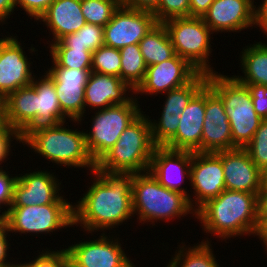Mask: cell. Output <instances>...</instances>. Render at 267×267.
<instances>
[{
	"label": "cell",
	"mask_w": 267,
	"mask_h": 267,
	"mask_svg": "<svg viewBox=\"0 0 267 267\" xmlns=\"http://www.w3.org/2000/svg\"><path fill=\"white\" fill-rule=\"evenodd\" d=\"M91 174L94 175L91 186L72 205L73 226L79 225L88 234L106 233L136 216L133 212L131 174L106 173L97 169Z\"/></svg>",
	"instance_id": "obj_1"
},
{
	"label": "cell",
	"mask_w": 267,
	"mask_h": 267,
	"mask_svg": "<svg viewBox=\"0 0 267 267\" xmlns=\"http://www.w3.org/2000/svg\"><path fill=\"white\" fill-rule=\"evenodd\" d=\"M258 194L225 189L202 205L195 218L205 233L225 242L246 234L255 237L259 230Z\"/></svg>",
	"instance_id": "obj_2"
},
{
	"label": "cell",
	"mask_w": 267,
	"mask_h": 267,
	"mask_svg": "<svg viewBox=\"0 0 267 267\" xmlns=\"http://www.w3.org/2000/svg\"><path fill=\"white\" fill-rule=\"evenodd\" d=\"M65 124L67 123L63 122L30 129L22 137V144L30 147L31 151L47 159L49 163L66 168L81 167L91 173L96 169V163L87 149L85 131L69 129Z\"/></svg>",
	"instance_id": "obj_3"
},
{
	"label": "cell",
	"mask_w": 267,
	"mask_h": 267,
	"mask_svg": "<svg viewBox=\"0 0 267 267\" xmlns=\"http://www.w3.org/2000/svg\"><path fill=\"white\" fill-rule=\"evenodd\" d=\"M131 188L133 212L139 225L151 222L154 226L155 221L169 222L188 214L196 216L184 194L165 188L149 171L131 174Z\"/></svg>",
	"instance_id": "obj_4"
},
{
	"label": "cell",
	"mask_w": 267,
	"mask_h": 267,
	"mask_svg": "<svg viewBox=\"0 0 267 267\" xmlns=\"http://www.w3.org/2000/svg\"><path fill=\"white\" fill-rule=\"evenodd\" d=\"M144 111L122 132L119 140L97 162L106 173L134 174L149 171L156 145L151 136L149 116Z\"/></svg>",
	"instance_id": "obj_5"
},
{
	"label": "cell",
	"mask_w": 267,
	"mask_h": 267,
	"mask_svg": "<svg viewBox=\"0 0 267 267\" xmlns=\"http://www.w3.org/2000/svg\"><path fill=\"white\" fill-rule=\"evenodd\" d=\"M207 85L221 98L232 135L233 149L245 148L261 121L255 112L248 87L233 75L218 72L207 74Z\"/></svg>",
	"instance_id": "obj_6"
},
{
	"label": "cell",
	"mask_w": 267,
	"mask_h": 267,
	"mask_svg": "<svg viewBox=\"0 0 267 267\" xmlns=\"http://www.w3.org/2000/svg\"><path fill=\"white\" fill-rule=\"evenodd\" d=\"M175 54L186 59L199 72L206 74L217 72L210 65L213 49L211 35L213 31L202 17H177L163 22Z\"/></svg>",
	"instance_id": "obj_7"
},
{
	"label": "cell",
	"mask_w": 267,
	"mask_h": 267,
	"mask_svg": "<svg viewBox=\"0 0 267 267\" xmlns=\"http://www.w3.org/2000/svg\"><path fill=\"white\" fill-rule=\"evenodd\" d=\"M95 111L91 128L85 132L87 149L95 163L119 140L122 132L143 112L139 99ZM89 131V132H88Z\"/></svg>",
	"instance_id": "obj_8"
},
{
	"label": "cell",
	"mask_w": 267,
	"mask_h": 267,
	"mask_svg": "<svg viewBox=\"0 0 267 267\" xmlns=\"http://www.w3.org/2000/svg\"><path fill=\"white\" fill-rule=\"evenodd\" d=\"M5 219L10 234H51L73 226L72 204L10 206Z\"/></svg>",
	"instance_id": "obj_9"
},
{
	"label": "cell",
	"mask_w": 267,
	"mask_h": 267,
	"mask_svg": "<svg viewBox=\"0 0 267 267\" xmlns=\"http://www.w3.org/2000/svg\"><path fill=\"white\" fill-rule=\"evenodd\" d=\"M108 236L107 232L101 233L97 239L68 246L65 249L69 260L76 267H135L121 246L120 238Z\"/></svg>",
	"instance_id": "obj_10"
},
{
	"label": "cell",
	"mask_w": 267,
	"mask_h": 267,
	"mask_svg": "<svg viewBox=\"0 0 267 267\" xmlns=\"http://www.w3.org/2000/svg\"><path fill=\"white\" fill-rule=\"evenodd\" d=\"M190 179L194 191L193 195L188 197V200L191 207L197 211L208 200L217 197L226 189L222 151L217 153L193 152ZM191 197H194V199Z\"/></svg>",
	"instance_id": "obj_11"
},
{
	"label": "cell",
	"mask_w": 267,
	"mask_h": 267,
	"mask_svg": "<svg viewBox=\"0 0 267 267\" xmlns=\"http://www.w3.org/2000/svg\"><path fill=\"white\" fill-rule=\"evenodd\" d=\"M50 172L44 169L17 175L10 206L73 204L59 193L61 181L54 175L55 172Z\"/></svg>",
	"instance_id": "obj_12"
},
{
	"label": "cell",
	"mask_w": 267,
	"mask_h": 267,
	"mask_svg": "<svg viewBox=\"0 0 267 267\" xmlns=\"http://www.w3.org/2000/svg\"><path fill=\"white\" fill-rule=\"evenodd\" d=\"M45 72L54 81L62 113L70 122L81 124L86 116L84 90L91 69L51 67Z\"/></svg>",
	"instance_id": "obj_13"
},
{
	"label": "cell",
	"mask_w": 267,
	"mask_h": 267,
	"mask_svg": "<svg viewBox=\"0 0 267 267\" xmlns=\"http://www.w3.org/2000/svg\"><path fill=\"white\" fill-rule=\"evenodd\" d=\"M156 24L157 21L152 12L120 5L110 22L104 26V45L120 49L139 44Z\"/></svg>",
	"instance_id": "obj_14"
},
{
	"label": "cell",
	"mask_w": 267,
	"mask_h": 267,
	"mask_svg": "<svg viewBox=\"0 0 267 267\" xmlns=\"http://www.w3.org/2000/svg\"><path fill=\"white\" fill-rule=\"evenodd\" d=\"M7 36L0 38V100L21 87L29 86L36 76L31 69V58L24 51L25 46L22 47L13 34Z\"/></svg>",
	"instance_id": "obj_15"
},
{
	"label": "cell",
	"mask_w": 267,
	"mask_h": 267,
	"mask_svg": "<svg viewBox=\"0 0 267 267\" xmlns=\"http://www.w3.org/2000/svg\"><path fill=\"white\" fill-rule=\"evenodd\" d=\"M198 73L186 59L175 54L169 60L148 66L144 80L134 91V95H162L186 85Z\"/></svg>",
	"instance_id": "obj_16"
},
{
	"label": "cell",
	"mask_w": 267,
	"mask_h": 267,
	"mask_svg": "<svg viewBox=\"0 0 267 267\" xmlns=\"http://www.w3.org/2000/svg\"><path fill=\"white\" fill-rule=\"evenodd\" d=\"M192 151L173 150L165 146H156L151 158L149 172L167 189L184 194H190L182 188V182L189 180ZM186 177V178H185ZM188 178V179H187Z\"/></svg>",
	"instance_id": "obj_17"
},
{
	"label": "cell",
	"mask_w": 267,
	"mask_h": 267,
	"mask_svg": "<svg viewBox=\"0 0 267 267\" xmlns=\"http://www.w3.org/2000/svg\"><path fill=\"white\" fill-rule=\"evenodd\" d=\"M231 149H233L232 135L224 104L206 84L202 153H217Z\"/></svg>",
	"instance_id": "obj_18"
},
{
	"label": "cell",
	"mask_w": 267,
	"mask_h": 267,
	"mask_svg": "<svg viewBox=\"0 0 267 267\" xmlns=\"http://www.w3.org/2000/svg\"><path fill=\"white\" fill-rule=\"evenodd\" d=\"M254 2V0H214L202 18L213 33L241 32L248 27H255Z\"/></svg>",
	"instance_id": "obj_19"
},
{
	"label": "cell",
	"mask_w": 267,
	"mask_h": 267,
	"mask_svg": "<svg viewBox=\"0 0 267 267\" xmlns=\"http://www.w3.org/2000/svg\"><path fill=\"white\" fill-rule=\"evenodd\" d=\"M226 190L259 193L263 172L252 162L245 148L222 151Z\"/></svg>",
	"instance_id": "obj_20"
},
{
	"label": "cell",
	"mask_w": 267,
	"mask_h": 267,
	"mask_svg": "<svg viewBox=\"0 0 267 267\" xmlns=\"http://www.w3.org/2000/svg\"><path fill=\"white\" fill-rule=\"evenodd\" d=\"M205 119V86L191 99L180 116L177 133L164 145L173 150L202 153Z\"/></svg>",
	"instance_id": "obj_21"
},
{
	"label": "cell",
	"mask_w": 267,
	"mask_h": 267,
	"mask_svg": "<svg viewBox=\"0 0 267 267\" xmlns=\"http://www.w3.org/2000/svg\"><path fill=\"white\" fill-rule=\"evenodd\" d=\"M133 94L134 90L120 77L91 71L84 90L85 111L86 107L100 110L112 105L128 103L134 97Z\"/></svg>",
	"instance_id": "obj_22"
},
{
	"label": "cell",
	"mask_w": 267,
	"mask_h": 267,
	"mask_svg": "<svg viewBox=\"0 0 267 267\" xmlns=\"http://www.w3.org/2000/svg\"><path fill=\"white\" fill-rule=\"evenodd\" d=\"M4 123L23 137L37 127L36 90L31 86L21 87L2 100Z\"/></svg>",
	"instance_id": "obj_23"
},
{
	"label": "cell",
	"mask_w": 267,
	"mask_h": 267,
	"mask_svg": "<svg viewBox=\"0 0 267 267\" xmlns=\"http://www.w3.org/2000/svg\"><path fill=\"white\" fill-rule=\"evenodd\" d=\"M37 21L49 28L53 36L52 41H48L50 44L77 32L86 24L81 0H55Z\"/></svg>",
	"instance_id": "obj_24"
},
{
	"label": "cell",
	"mask_w": 267,
	"mask_h": 267,
	"mask_svg": "<svg viewBox=\"0 0 267 267\" xmlns=\"http://www.w3.org/2000/svg\"><path fill=\"white\" fill-rule=\"evenodd\" d=\"M37 78L30 84L36 90L37 127L66 122L68 118L62 113L54 81L45 72Z\"/></svg>",
	"instance_id": "obj_25"
},
{
	"label": "cell",
	"mask_w": 267,
	"mask_h": 267,
	"mask_svg": "<svg viewBox=\"0 0 267 267\" xmlns=\"http://www.w3.org/2000/svg\"><path fill=\"white\" fill-rule=\"evenodd\" d=\"M265 42L259 41L243 47L239 67L244 75H233L240 83L267 86V41Z\"/></svg>",
	"instance_id": "obj_26"
},
{
	"label": "cell",
	"mask_w": 267,
	"mask_h": 267,
	"mask_svg": "<svg viewBox=\"0 0 267 267\" xmlns=\"http://www.w3.org/2000/svg\"><path fill=\"white\" fill-rule=\"evenodd\" d=\"M146 66L169 60L175 55L174 47L163 23H157L139 42Z\"/></svg>",
	"instance_id": "obj_27"
},
{
	"label": "cell",
	"mask_w": 267,
	"mask_h": 267,
	"mask_svg": "<svg viewBox=\"0 0 267 267\" xmlns=\"http://www.w3.org/2000/svg\"><path fill=\"white\" fill-rule=\"evenodd\" d=\"M185 242L178 245L174 257L169 260L167 267H220L216 255L213 254L211 241L204 239L194 246H186Z\"/></svg>",
	"instance_id": "obj_28"
},
{
	"label": "cell",
	"mask_w": 267,
	"mask_h": 267,
	"mask_svg": "<svg viewBox=\"0 0 267 267\" xmlns=\"http://www.w3.org/2000/svg\"><path fill=\"white\" fill-rule=\"evenodd\" d=\"M207 84V74L199 72L189 83L165 94L163 110L160 115L180 117L191 99Z\"/></svg>",
	"instance_id": "obj_29"
},
{
	"label": "cell",
	"mask_w": 267,
	"mask_h": 267,
	"mask_svg": "<svg viewBox=\"0 0 267 267\" xmlns=\"http://www.w3.org/2000/svg\"><path fill=\"white\" fill-rule=\"evenodd\" d=\"M119 51L121 53L120 78L135 91L143 82L147 69L139 44L125 46Z\"/></svg>",
	"instance_id": "obj_30"
},
{
	"label": "cell",
	"mask_w": 267,
	"mask_h": 267,
	"mask_svg": "<svg viewBox=\"0 0 267 267\" xmlns=\"http://www.w3.org/2000/svg\"><path fill=\"white\" fill-rule=\"evenodd\" d=\"M104 27L86 23L77 32L62 37L59 41L49 44L50 48H87L94 52L104 46Z\"/></svg>",
	"instance_id": "obj_31"
},
{
	"label": "cell",
	"mask_w": 267,
	"mask_h": 267,
	"mask_svg": "<svg viewBox=\"0 0 267 267\" xmlns=\"http://www.w3.org/2000/svg\"><path fill=\"white\" fill-rule=\"evenodd\" d=\"M51 67L91 69L92 52L87 48H50Z\"/></svg>",
	"instance_id": "obj_32"
},
{
	"label": "cell",
	"mask_w": 267,
	"mask_h": 267,
	"mask_svg": "<svg viewBox=\"0 0 267 267\" xmlns=\"http://www.w3.org/2000/svg\"><path fill=\"white\" fill-rule=\"evenodd\" d=\"M121 4L117 0H81L86 23L105 26Z\"/></svg>",
	"instance_id": "obj_33"
},
{
	"label": "cell",
	"mask_w": 267,
	"mask_h": 267,
	"mask_svg": "<svg viewBox=\"0 0 267 267\" xmlns=\"http://www.w3.org/2000/svg\"><path fill=\"white\" fill-rule=\"evenodd\" d=\"M121 53L119 49L101 46L92 52L91 71L120 77Z\"/></svg>",
	"instance_id": "obj_34"
},
{
	"label": "cell",
	"mask_w": 267,
	"mask_h": 267,
	"mask_svg": "<svg viewBox=\"0 0 267 267\" xmlns=\"http://www.w3.org/2000/svg\"><path fill=\"white\" fill-rule=\"evenodd\" d=\"M252 162L262 171L267 170V119L262 120L251 142L245 147Z\"/></svg>",
	"instance_id": "obj_35"
},
{
	"label": "cell",
	"mask_w": 267,
	"mask_h": 267,
	"mask_svg": "<svg viewBox=\"0 0 267 267\" xmlns=\"http://www.w3.org/2000/svg\"><path fill=\"white\" fill-rule=\"evenodd\" d=\"M154 120V121H153ZM151 136L156 146H164L176 133L180 123V117L161 115L156 121L150 119Z\"/></svg>",
	"instance_id": "obj_36"
},
{
	"label": "cell",
	"mask_w": 267,
	"mask_h": 267,
	"mask_svg": "<svg viewBox=\"0 0 267 267\" xmlns=\"http://www.w3.org/2000/svg\"><path fill=\"white\" fill-rule=\"evenodd\" d=\"M153 14L157 23L177 17H189L190 0H159L158 8Z\"/></svg>",
	"instance_id": "obj_37"
},
{
	"label": "cell",
	"mask_w": 267,
	"mask_h": 267,
	"mask_svg": "<svg viewBox=\"0 0 267 267\" xmlns=\"http://www.w3.org/2000/svg\"><path fill=\"white\" fill-rule=\"evenodd\" d=\"M30 267H68L69 256L66 249L39 251L34 260H29Z\"/></svg>",
	"instance_id": "obj_38"
},
{
	"label": "cell",
	"mask_w": 267,
	"mask_h": 267,
	"mask_svg": "<svg viewBox=\"0 0 267 267\" xmlns=\"http://www.w3.org/2000/svg\"><path fill=\"white\" fill-rule=\"evenodd\" d=\"M16 179L17 175L11 176L9 171L6 172L5 169H0V212L3 211L2 208L4 206L6 207V209L4 208L5 211L1 212L0 217H5L7 210L11 205L13 186Z\"/></svg>",
	"instance_id": "obj_39"
},
{
	"label": "cell",
	"mask_w": 267,
	"mask_h": 267,
	"mask_svg": "<svg viewBox=\"0 0 267 267\" xmlns=\"http://www.w3.org/2000/svg\"><path fill=\"white\" fill-rule=\"evenodd\" d=\"M16 140L19 143H22V137L21 135L14 130L12 127L6 125L5 123L0 127V165L2 163L7 161V157L11 153V147L13 145V140ZM5 160V161H4ZM1 167V166H0ZM4 167H1L0 169H3Z\"/></svg>",
	"instance_id": "obj_40"
},
{
	"label": "cell",
	"mask_w": 267,
	"mask_h": 267,
	"mask_svg": "<svg viewBox=\"0 0 267 267\" xmlns=\"http://www.w3.org/2000/svg\"><path fill=\"white\" fill-rule=\"evenodd\" d=\"M248 87L253 106L257 115L267 119V86L258 84H244Z\"/></svg>",
	"instance_id": "obj_41"
},
{
	"label": "cell",
	"mask_w": 267,
	"mask_h": 267,
	"mask_svg": "<svg viewBox=\"0 0 267 267\" xmlns=\"http://www.w3.org/2000/svg\"><path fill=\"white\" fill-rule=\"evenodd\" d=\"M17 8H22L25 13L30 17L34 18L35 21L41 17V15L47 10V8L55 0H14ZM19 6V7H17Z\"/></svg>",
	"instance_id": "obj_42"
},
{
	"label": "cell",
	"mask_w": 267,
	"mask_h": 267,
	"mask_svg": "<svg viewBox=\"0 0 267 267\" xmlns=\"http://www.w3.org/2000/svg\"><path fill=\"white\" fill-rule=\"evenodd\" d=\"M8 234V235H7ZM9 235L8 231V225L6 222L5 217H0V266L4 267L8 263H10V259L8 260V255L9 253V248H10V243L7 239Z\"/></svg>",
	"instance_id": "obj_43"
},
{
	"label": "cell",
	"mask_w": 267,
	"mask_h": 267,
	"mask_svg": "<svg viewBox=\"0 0 267 267\" xmlns=\"http://www.w3.org/2000/svg\"><path fill=\"white\" fill-rule=\"evenodd\" d=\"M260 5H255V28L260 27L263 35L267 38V0H261Z\"/></svg>",
	"instance_id": "obj_44"
},
{
	"label": "cell",
	"mask_w": 267,
	"mask_h": 267,
	"mask_svg": "<svg viewBox=\"0 0 267 267\" xmlns=\"http://www.w3.org/2000/svg\"><path fill=\"white\" fill-rule=\"evenodd\" d=\"M158 4L159 0H125L121 5L153 13L158 8Z\"/></svg>",
	"instance_id": "obj_45"
},
{
	"label": "cell",
	"mask_w": 267,
	"mask_h": 267,
	"mask_svg": "<svg viewBox=\"0 0 267 267\" xmlns=\"http://www.w3.org/2000/svg\"><path fill=\"white\" fill-rule=\"evenodd\" d=\"M214 0H190V16L203 17Z\"/></svg>",
	"instance_id": "obj_46"
},
{
	"label": "cell",
	"mask_w": 267,
	"mask_h": 267,
	"mask_svg": "<svg viewBox=\"0 0 267 267\" xmlns=\"http://www.w3.org/2000/svg\"><path fill=\"white\" fill-rule=\"evenodd\" d=\"M259 227L267 220V188H261L258 194Z\"/></svg>",
	"instance_id": "obj_47"
},
{
	"label": "cell",
	"mask_w": 267,
	"mask_h": 267,
	"mask_svg": "<svg viewBox=\"0 0 267 267\" xmlns=\"http://www.w3.org/2000/svg\"><path fill=\"white\" fill-rule=\"evenodd\" d=\"M15 8L14 0H0V24H5V21H7L6 19L10 18Z\"/></svg>",
	"instance_id": "obj_48"
},
{
	"label": "cell",
	"mask_w": 267,
	"mask_h": 267,
	"mask_svg": "<svg viewBox=\"0 0 267 267\" xmlns=\"http://www.w3.org/2000/svg\"><path fill=\"white\" fill-rule=\"evenodd\" d=\"M257 236L259 240L263 241L267 253V220L259 227Z\"/></svg>",
	"instance_id": "obj_49"
},
{
	"label": "cell",
	"mask_w": 267,
	"mask_h": 267,
	"mask_svg": "<svg viewBox=\"0 0 267 267\" xmlns=\"http://www.w3.org/2000/svg\"><path fill=\"white\" fill-rule=\"evenodd\" d=\"M4 267H30V265H29L28 261L25 263H21V262L20 263H18V262L14 263L12 261V263L10 262Z\"/></svg>",
	"instance_id": "obj_50"
},
{
	"label": "cell",
	"mask_w": 267,
	"mask_h": 267,
	"mask_svg": "<svg viewBox=\"0 0 267 267\" xmlns=\"http://www.w3.org/2000/svg\"><path fill=\"white\" fill-rule=\"evenodd\" d=\"M262 188H267V170L263 172Z\"/></svg>",
	"instance_id": "obj_51"
},
{
	"label": "cell",
	"mask_w": 267,
	"mask_h": 267,
	"mask_svg": "<svg viewBox=\"0 0 267 267\" xmlns=\"http://www.w3.org/2000/svg\"><path fill=\"white\" fill-rule=\"evenodd\" d=\"M4 124L3 110H2V100H0V127Z\"/></svg>",
	"instance_id": "obj_52"
},
{
	"label": "cell",
	"mask_w": 267,
	"mask_h": 267,
	"mask_svg": "<svg viewBox=\"0 0 267 267\" xmlns=\"http://www.w3.org/2000/svg\"><path fill=\"white\" fill-rule=\"evenodd\" d=\"M68 267H76V266L69 260Z\"/></svg>",
	"instance_id": "obj_53"
},
{
	"label": "cell",
	"mask_w": 267,
	"mask_h": 267,
	"mask_svg": "<svg viewBox=\"0 0 267 267\" xmlns=\"http://www.w3.org/2000/svg\"><path fill=\"white\" fill-rule=\"evenodd\" d=\"M120 4H122L125 0H117Z\"/></svg>",
	"instance_id": "obj_54"
}]
</instances>
